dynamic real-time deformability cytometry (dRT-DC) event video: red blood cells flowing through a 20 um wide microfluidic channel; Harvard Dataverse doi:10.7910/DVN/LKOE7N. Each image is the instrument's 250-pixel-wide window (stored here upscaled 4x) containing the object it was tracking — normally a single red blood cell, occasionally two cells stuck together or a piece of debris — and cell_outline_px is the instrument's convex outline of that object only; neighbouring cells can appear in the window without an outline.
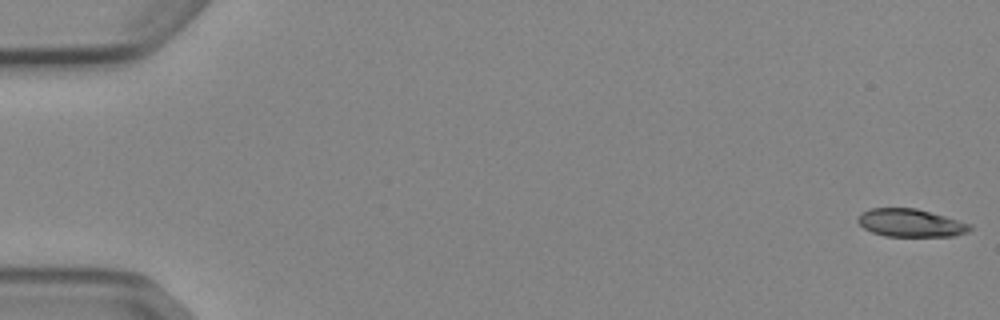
{"species": "Egyptian fruit bat (a non-hibernating species)", "species_latin": "Rousettus aegyptiacus", "temperature_condition": "cold", "stored_images_in_passage": 53, "camera_frame_rate_fps": 3000, "um_per_image_px": 0.085, "animal": {"sex": "female"}, "frame": {"image": 1, "passage_image": 1, "time_ms": 0.0, "image_size_px": [1000, 320], "cell_outline_px": [[972, 228], [968, 232], [952, 236], [884, 236], [872, 232], [864, 228], [856, 220], [860, 212], [872, 208], [916, 208], [972, 224]], "centroid_in_image_um": [77.38, 18.95], "position_along_channel_um": 7.6, "area_um2": 18.21}}
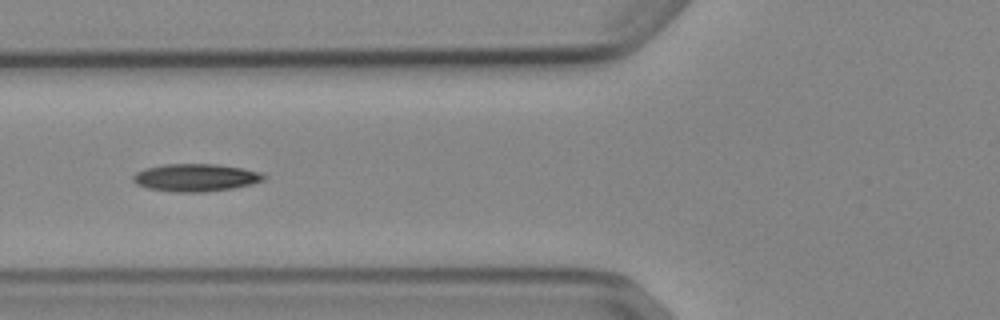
{"frame": {"image": 2, "passage_image": 21, "time_ms": 6.667, "image_size_px": [1000, 320], "cell_outline_px": [[268, 176], [264, 180], [252, 184], [232, 188], [204, 192], [176, 192], [148, 188], [136, 184], [132, 180], [132, 176], [136, 172], [144, 168], [164, 164], [216, 164], [244, 168], [264, 172]], "centroid_in_image_um": [16.67, 15.08], "position_along_channel_um": 109.1, "area_um2": 21.27}}
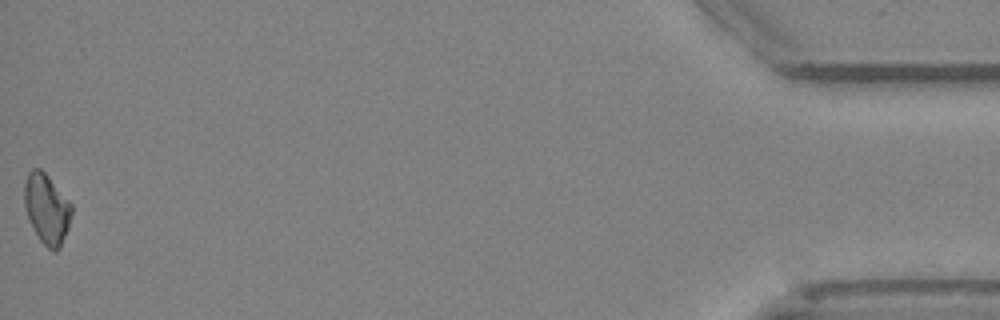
{"frame": {"image": 3, "passage_image": 53, "time_ms": 17.333, "image_size_px": [1000, 320], "cell_outline_px": [[72, 212], [68, 228], [60, 248], [56, 252], [52, 252], [40, 240], [28, 216], [24, 204], [24, 184], [28, 172], [32, 168], [40, 168], [48, 176], [72, 204]], "centroid_in_image_um": [3.98, 17.74], "position_along_channel_um": 431.2, "area_um2": 19.13}, "authors_computed_cell_mechanics": {"area_um2": 19.4786, "velocity_mm_per_s": 3.8775, "shape_relaxation_time_tau1_ms": 3.4844, "shape_relaxation_time_tau2_ms": 5.5016, "deformation_change_tau1": 0.1195, "deformation_change_tau2": 0.111}}